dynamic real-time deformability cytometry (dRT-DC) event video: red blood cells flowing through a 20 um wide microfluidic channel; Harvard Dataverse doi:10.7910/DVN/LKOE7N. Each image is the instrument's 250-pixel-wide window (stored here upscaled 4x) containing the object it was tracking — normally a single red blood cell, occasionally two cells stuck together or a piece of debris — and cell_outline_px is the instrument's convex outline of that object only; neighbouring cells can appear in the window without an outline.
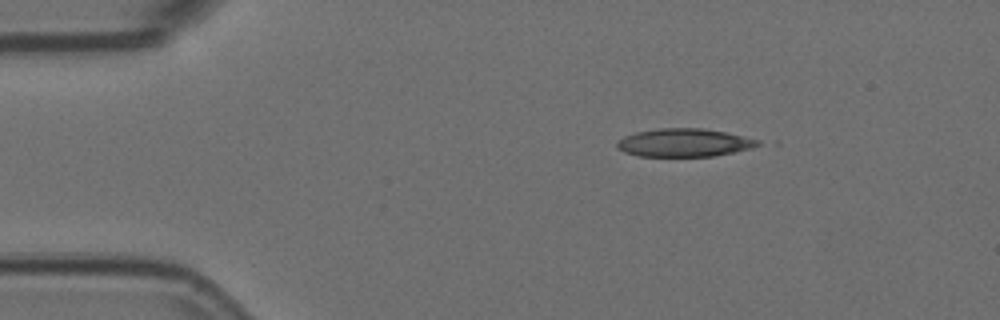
{"species": "Egyptian fruit bat (a non-hibernating species)", "species_latin": "Rousettus aegyptiacus", "temperature_condition": "room temperature", "stored_images_in_passage": 3, "camera_frame_rate_fps": 3000, "um_per_image_px": 0.085, "animal": {"sex": "female"}, "frame": {"image": 1, "passage_image": 1, "time_ms": 0.0, "image_size_px": [1000, 320], "cell_outline_px": [[760, 144], [752, 148], [736, 152], [712, 156], [640, 156], [624, 152], [616, 148], [616, 140], [624, 136], [636, 132], [660, 128], [700, 128], [728, 132], [760, 140]], "centroid_in_image_um": [58.15, 12.12], "position_along_channel_um": 26.9, "area_um2": 23.24}}
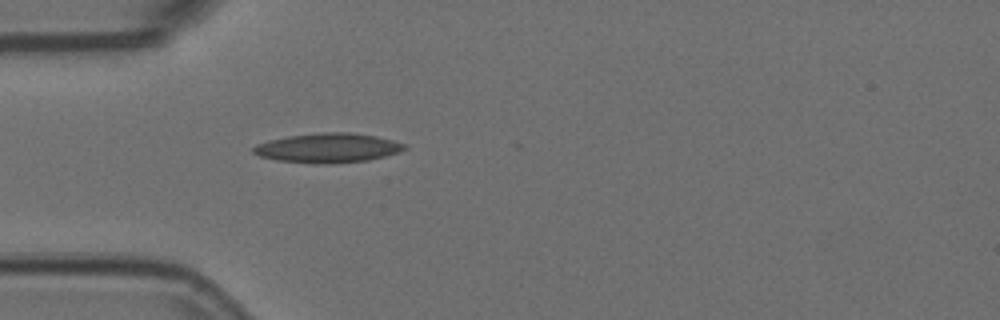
{"frame": {"image": 2, "passage_image": 3, "time_ms": 0.667, "image_size_px": [1000, 320], "cell_outline_px": [[408, 148], [400, 152], [368, 160], [332, 164], [316, 164], [276, 160], [260, 156], [252, 152], [252, 148], [256, 144], [268, 140], [288, 136], [324, 132], [348, 132], [376, 136], [392, 140], [404, 144]], "centroid_in_image_um": [27.86, 12.58], "position_along_channel_um": 57.1, "area_um2": 26.01}}